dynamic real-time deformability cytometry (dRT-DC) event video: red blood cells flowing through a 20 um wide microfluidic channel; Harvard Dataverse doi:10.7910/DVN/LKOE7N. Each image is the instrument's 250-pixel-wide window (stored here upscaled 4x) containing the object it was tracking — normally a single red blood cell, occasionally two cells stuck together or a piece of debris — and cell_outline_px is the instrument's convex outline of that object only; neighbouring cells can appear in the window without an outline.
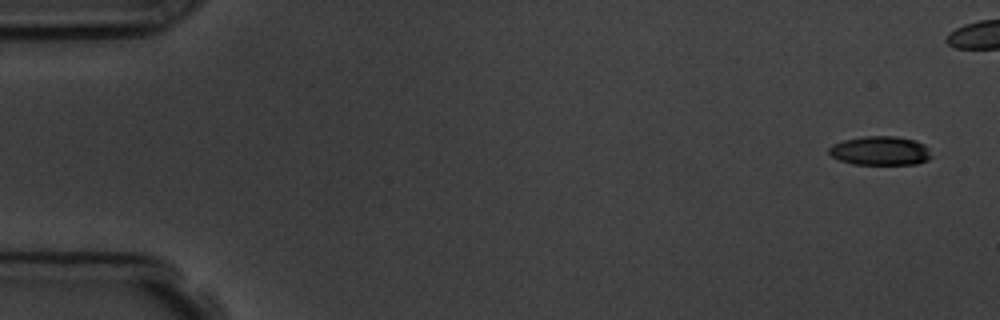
{"species": "common noctule bat (a hibernating species)", "species_latin": "Nyctalus noctula", "temperature_condition": "room temperature", "stored_images_in_passage": 8, "camera_frame_rate_fps": 3000, "um_per_image_px": 0.085, "animal": {"sex": "male", "body_mass_g": 19.5, "forearm_length_mm": 54.6}, "frame": {"image": 1, "passage_image": 1, "time_ms": 0.0, "image_size_px": [1000, 320], "cell_outline_px": [[932, 156], [928, 160], [916, 164], [852, 164], [840, 160], [832, 156], [828, 152], [828, 148], [832, 144], [844, 140], [864, 136], [896, 136], [916, 140], [924, 144], [928, 148]], "centroid_in_image_um": [74.83, 12.81], "position_along_channel_um": 10.2, "area_um2": 17.4}}